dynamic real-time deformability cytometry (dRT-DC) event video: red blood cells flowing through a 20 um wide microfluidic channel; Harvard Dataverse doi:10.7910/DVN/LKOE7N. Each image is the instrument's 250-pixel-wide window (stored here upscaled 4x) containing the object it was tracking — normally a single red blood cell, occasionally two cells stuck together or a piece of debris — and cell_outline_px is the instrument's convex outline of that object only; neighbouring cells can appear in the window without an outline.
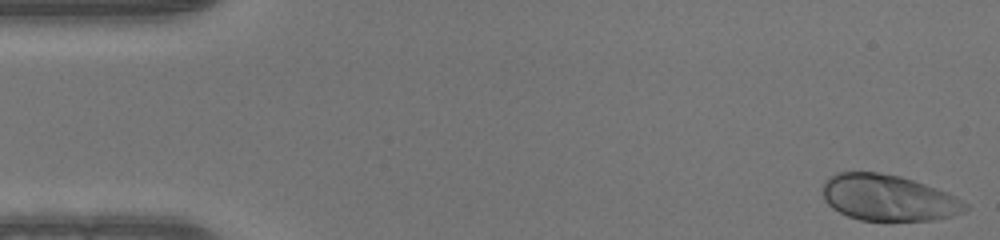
{"species": "human", "species_latin": "Homo sapiens", "temperature_condition": "warm", "stored_images_in_passage": 49, "camera_frame_rate_fps": 3000, "um_per_image_px": 0.085, "donor": {"sex": "male"}, "frame": {"image": 1, "passage_image": 1, "time_ms": 0.0, "image_size_px": [1000, 240], "cell_outline_px": [[968, 208], [964, 212], [952, 216], [936, 220], [860, 220], [848, 216], [832, 208], [824, 200], [824, 180], [836, 172], [876, 172], [900, 176], [936, 188], [968, 204]], "centroid_in_image_um": [75.48, 16.81], "position_along_channel_um": 9.5, "area_um2": 38.03}}
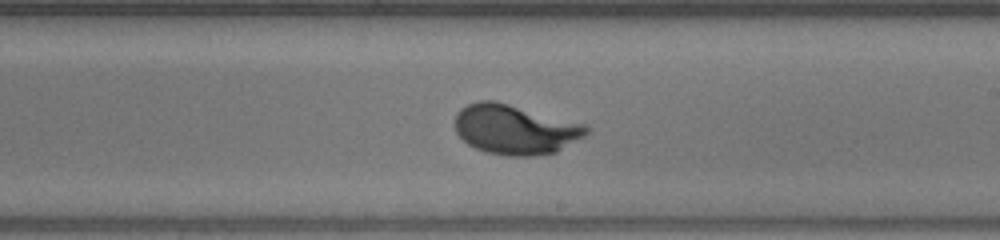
{"frame": {"image": 2, "passage_image": 28, "time_ms": 9.0, "image_size_px": [1000, 240], "cell_outline_px": [[588, 132], [584, 136], [556, 152], [536, 156], [508, 156], [488, 152], [476, 148], [468, 144], [456, 132], [456, 112], [460, 108], [468, 104], [480, 100], [496, 100], [584, 124], [588, 128]], "centroid_in_image_um": [43.77, 10.99], "position_along_channel_um": 245.2, "area_um2": 37.92}}
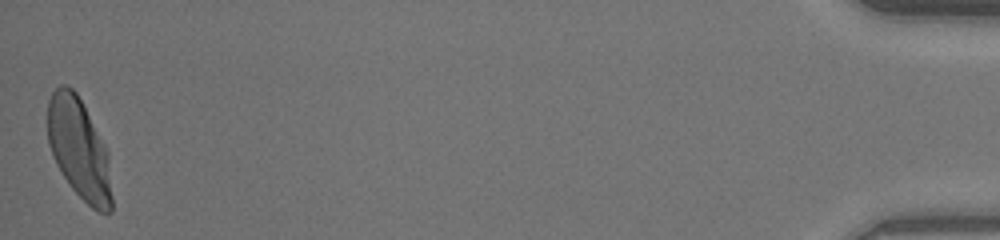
{"frame": {"image": 3, "passage_image": 49, "time_ms": 16.0, "image_size_px": [1000, 240], "cell_outline_px": [[112, 212], [100, 212], [92, 208], [72, 188], [56, 164], [52, 156], [48, 144], [48, 100], [52, 92], [60, 84], [64, 84], [72, 88], [76, 92], [108, 152], [112, 196]], "centroid_in_image_um": [6.71, 12.66], "position_along_channel_um": 428.5, "area_um2": 37.34}}